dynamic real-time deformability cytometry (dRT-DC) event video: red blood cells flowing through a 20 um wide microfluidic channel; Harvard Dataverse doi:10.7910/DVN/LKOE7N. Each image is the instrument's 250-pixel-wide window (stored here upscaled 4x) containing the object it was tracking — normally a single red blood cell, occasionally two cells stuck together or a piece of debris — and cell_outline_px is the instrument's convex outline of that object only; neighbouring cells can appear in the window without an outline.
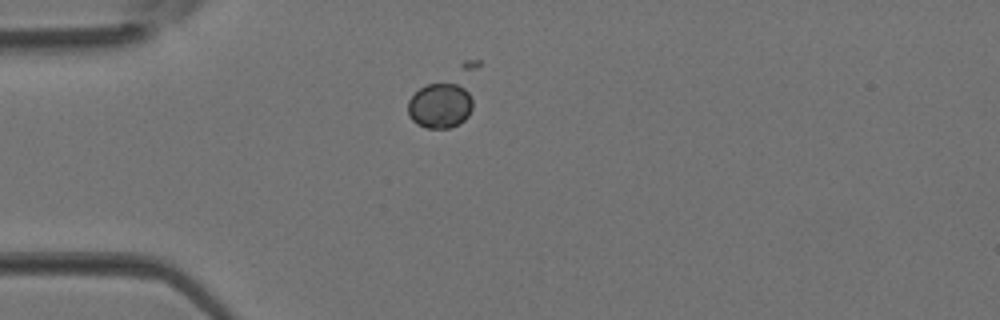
{"species": "Egyptian fruit bat (a non-hibernating species)", "species_latin": "Rousettus aegyptiacus", "temperature_condition": "room temperature", "stored_images_in_passage": 2, "camera_frame_rate_fps": 3000, "um_per_image_px": 0.085, "animal": {"sex": "female"}, "frame": {"image": 1, "passage_image": 1, "time_ms": 0.0, "image_size_px": [1000, 320], "cell_outline_px": [[472, 108], [468, 116], [460, 124], [448, 128], [424, 128], [416, 124], [408, 116], [408, 100], [420, 88], [428, 84], [456, 84], [464, 88], [468, 92], [472, 100]], "centroid_in_image_um": [37.38, 9.01], "position_along_channel_um": 47.6, "area_um2": 17.05}}